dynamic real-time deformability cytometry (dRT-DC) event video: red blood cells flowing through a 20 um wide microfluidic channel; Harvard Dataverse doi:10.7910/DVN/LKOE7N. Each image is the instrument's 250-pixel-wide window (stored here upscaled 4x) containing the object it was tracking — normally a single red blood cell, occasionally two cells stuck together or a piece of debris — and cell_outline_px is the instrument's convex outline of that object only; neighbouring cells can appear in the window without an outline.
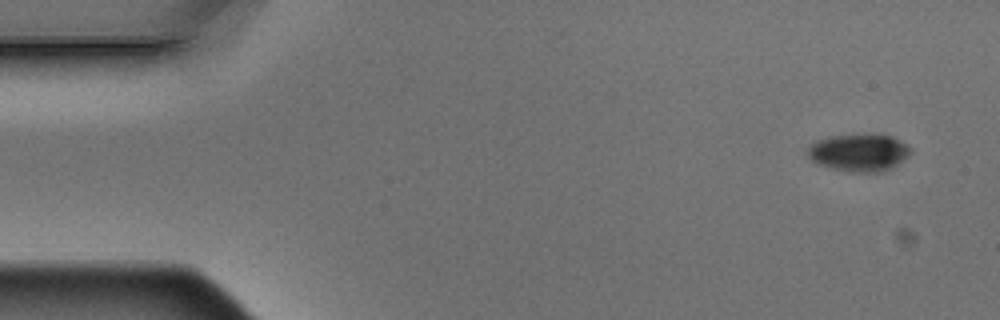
{"species": "Egyptian fruit bat (a non-hibernating species)", "species_latin": "Rousettus aegyptiacus", "temperature_condition": "warm", "stored_images_in_passage": 5, "camera_frame_rate_fps": 3000, "um_per_image_px": 0.085, "animal": {"sex": "male"}, "frame": {"image": 1, "passage_image": 1, "time_ms": 0.0, "image_size_px": [1000, 320], "cell_outline_px": [[912, 152], [908, 156], [892, 168], [880, 172], [856, 172], [832, 168], [820, 164], [812, 160], [808, 156], [808, 148], [816, 140], [828, 136], [864, 132], [892, 136], [900, 140], [912, 148]], "centroid_in_image_um": [73.05, 12.92], "position_along_channel_um": 12.0, "area_um2": 22.83}}
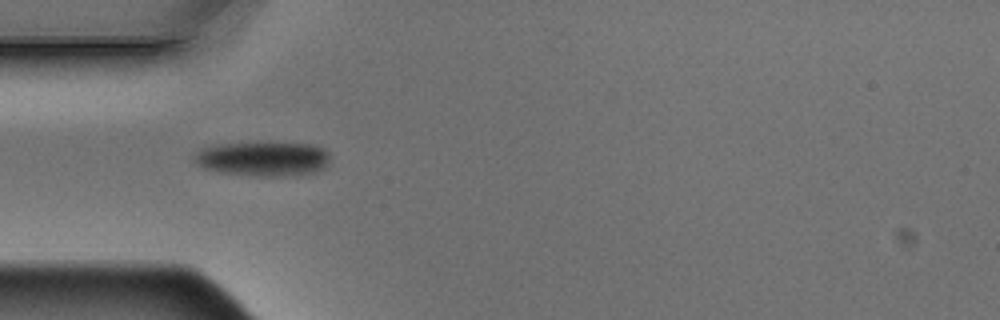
{"frame": {"image": 2, "passage_image": 5, "time_ms": 1.333, "image_size_px": [1000, 320], "cell_outline_px": [[328, 164], [324, 168], [316, 172], [296, 176], [252, 176], [216, 172], [204, 168], [196, 164], [196, 156], [204, 148], [220, 144], [312, 144], [324, 148], [328, 152]], "centroid_in_image_um": [22.42, 13.54], "position_along_channel_um": 62.6, "area_um2": 26.93}}